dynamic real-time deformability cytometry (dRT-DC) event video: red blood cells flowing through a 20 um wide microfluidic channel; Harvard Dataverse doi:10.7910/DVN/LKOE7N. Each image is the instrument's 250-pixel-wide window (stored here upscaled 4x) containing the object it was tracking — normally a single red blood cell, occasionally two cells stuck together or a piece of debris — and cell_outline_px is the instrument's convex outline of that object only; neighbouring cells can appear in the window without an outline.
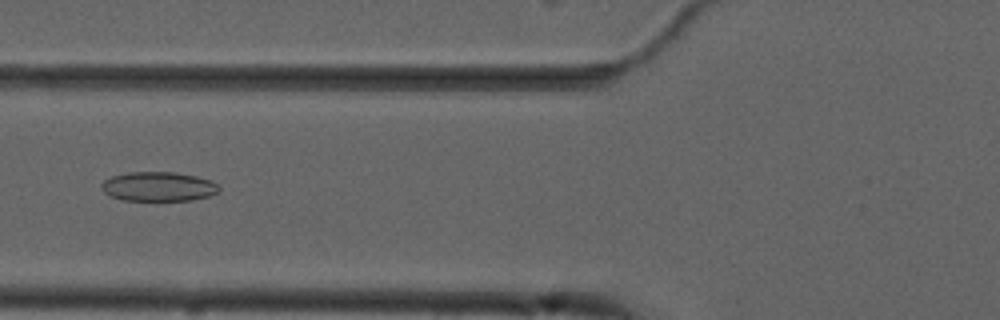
{"species": "common noctule bat (a hibernating species)", "species_latin": "Nyctalus noctula", "temperature_condition": "cold", "stored_images_in_passage": 3, "camera_frame_rate_fps": 3000, "um_per_image_px": 0.085, "animal": {"sex": "male", "forearm_length_mm": 52.5}, "frame": {"image": 1, "passage_image": 3, "time_ms": 2.333, "image_size_px": [1000, 320], "cell_outline_px": [[220, 192], [208, 196], [192, 200], [124, 200], [112, 196], [104, 192], [100, 184], [104, 180], [112, 176], [128, 172], [176, 172], [196, 176], [212, 180], [220, 188]], "centroid_in_image_um": [13.49, 15.85], "position_along_channel_um": 112.3, "area_um2": 20.11}}